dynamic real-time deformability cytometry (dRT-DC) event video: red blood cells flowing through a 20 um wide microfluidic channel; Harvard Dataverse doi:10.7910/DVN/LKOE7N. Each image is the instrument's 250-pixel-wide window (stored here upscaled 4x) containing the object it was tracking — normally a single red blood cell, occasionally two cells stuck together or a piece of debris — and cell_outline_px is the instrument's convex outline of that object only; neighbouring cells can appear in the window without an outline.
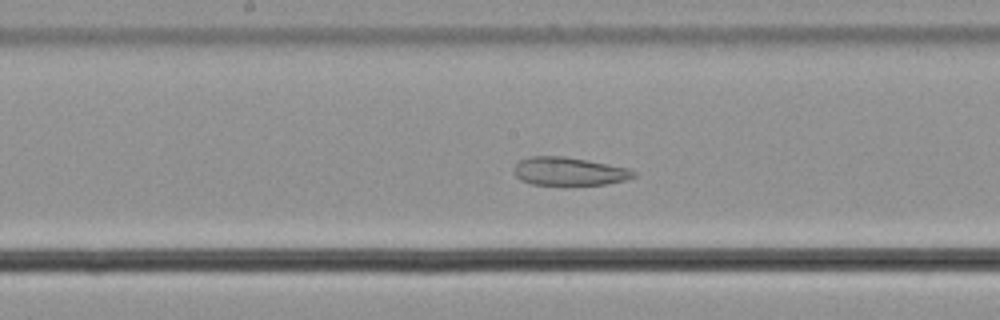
{"species": "common noctule bat (a hibernating species)", "species_latin": "Nyctalus noctula", "temperature_condition": "cold", "stored_images_in_passage": 57, "camera_frame_rate_fps": 3000, "um_per_image_px": 0.085, "animal": {"sex": "male", "body_mass_g": 21.5, "forearm_length_mm": 52.0}, "frame": {"image": 1, "passage_image": 30, "time_ms": 9.667, "image_size_px": [1000, 320], "cell_outline_px": [[636, 176], [628, 180], [604, 184], [532, 184], [520, 180], [512, 172], [512, 168], [520, 160], [532, 156], [564, 156], [588, 160], [628, 168], [636, 172]], "centroid_in_image_um": [48.36, 14.55], "position_along_channel_um": 199.8, "area_um2": 19.65}}
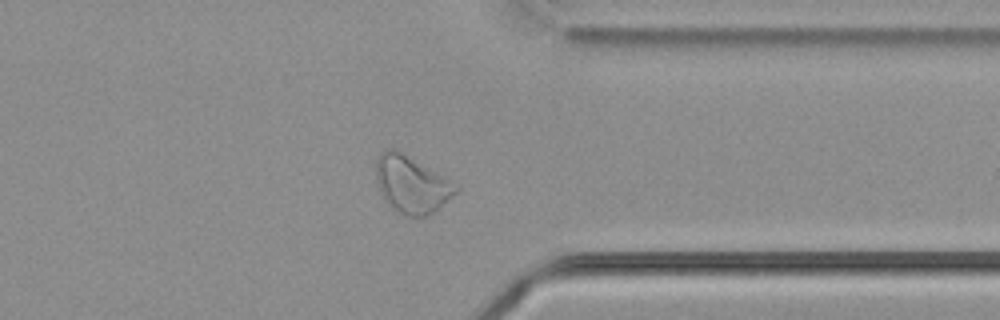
{"frame": {"image": 2, "passage_image": 45, "time_ms": 14.667, "image_size_px": [1000, 320], "cell_outline_px": [[460, 188], [452, 196], [432, 212], [424, 216], [404, 216], [392, 208], [380, 196], [376, 180], [376, 156], [384, 148], [400, 148], [460, 184]], "centroid_in_image_um": [34.97, 15.59], "position_along_channel_um": 376.4, "area_um2": 27.63}}
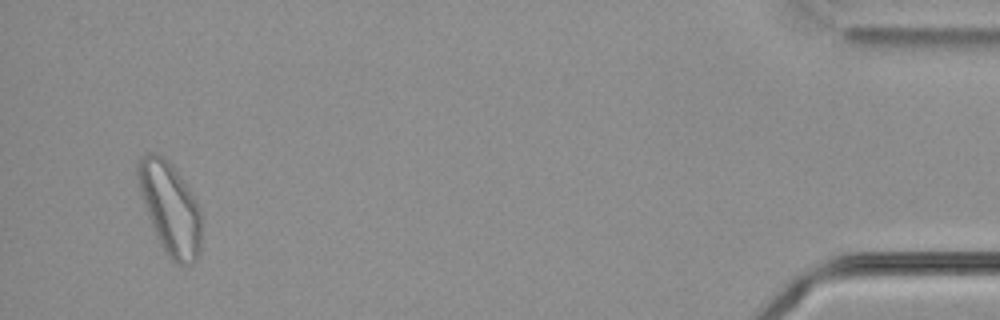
{"frame": {"image": 3, "passage_image": 55, "time_ms": 18.0, "image_size_px": [1000, 320], "cell_outline_px": [[200, 252], [196, 260], [192, 264], [176, 264], [164, 252], [156, 236], [140, 192], [136, 176], [136, 164], [148, 152], [156, 152], [164, 156], [172, 164], [196, 200], [200, 208]], "centroid_in_image_um": [14.45, 17.69], "position_along_channel_um": 420.8, "area_um2": 33.93}, "authors_computed_cell_mechanics": {"area_um2": 29.189, "velocity_mm_per_s": 3.6034, "shape_relaxation_time_tau1_ms": null, "shape_relaxation_time_tau2_ms": 2.4618, "deformation_change_tau1": null, "deformation_change_tau2": 0.0831}}